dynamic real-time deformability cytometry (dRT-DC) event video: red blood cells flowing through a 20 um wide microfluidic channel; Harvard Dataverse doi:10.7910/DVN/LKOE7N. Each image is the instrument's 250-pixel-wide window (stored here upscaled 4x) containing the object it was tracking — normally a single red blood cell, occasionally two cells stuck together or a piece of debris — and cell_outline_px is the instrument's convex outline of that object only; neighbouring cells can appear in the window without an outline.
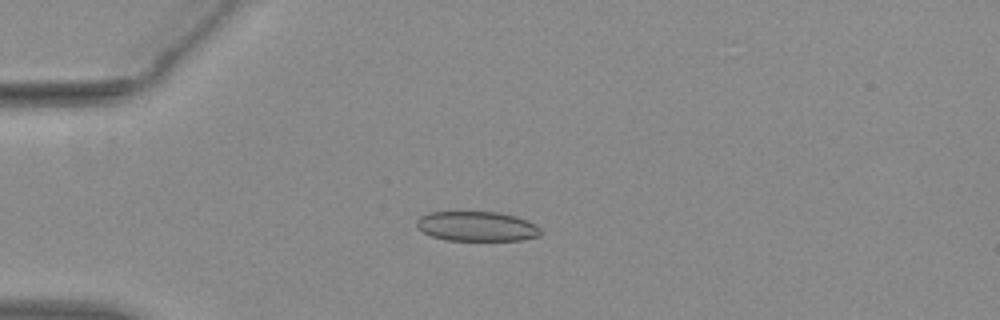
{"species": "common noctule bat (a hibernating species)", "species_latin": "Nyctalus noctula", "temperature_condition": "warm", "stored_images_in_passage": 30, "camera_frame_rate_fps": 3000, "um_per_image_px": 0.085, "animal": {"sex": "female", "body_mass_g": 29.2, "forearm_length_mm": 56.3}, "frame": {"image": 1, "passage_image": 5, "time_ms": 1.333, "image_size_px": [1000, 320], "cell_outline_px": [[540, 236], [520, 240], [444, 240], [432, 236], [416, 228], [416, 220], [420, 216], [428, 212], [500, 212], [516, 216], [528, 220], [536, 224], [540, 228]], "centroid_in_image_um": [40.52, 19.23], "position_along_channel_um": 44.5, "area_um2": 21.68}}
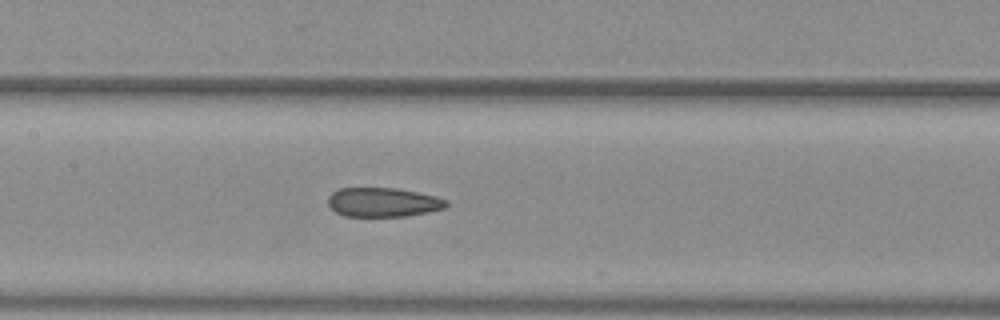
{"frame": {"image": 2, "passage_image": 17, "time_ms": 5.333, "image_size_px": [1000, 320], "cell_outline_px": [[448, 204], [444, 208], [428, 212], [404, 216], [344, 216], [336, 212], [328, 204], [328, 196], [332, 192], [340, 188], [396, 188], [436, 196], [448, 200]], "centroid_in_image_um": [32.55, 17.19], "position_along_channel_um": 174.8, "area_um2": 20.06}}
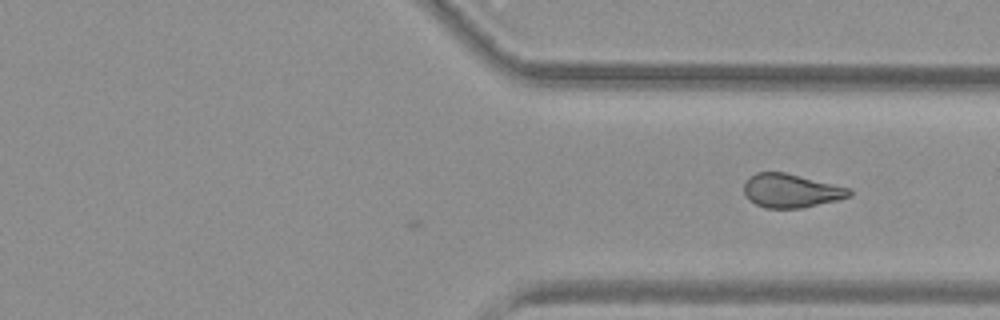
{"frame": {"image": 3, "passage_image": 30, "time_ms": 9.667, "image_size_px": [1000, 320], "cell_outline_px": [[852, 196], [836, 200], [800, 208], [764, 208], [748, 200], [744, 192], [744, 184], [756, 172], [784, 172], [852, 188]], "centroid_in_image_um": [67.26, 16.21], "position_along_channel_um": 344.1, "area_um2": 20.63}}